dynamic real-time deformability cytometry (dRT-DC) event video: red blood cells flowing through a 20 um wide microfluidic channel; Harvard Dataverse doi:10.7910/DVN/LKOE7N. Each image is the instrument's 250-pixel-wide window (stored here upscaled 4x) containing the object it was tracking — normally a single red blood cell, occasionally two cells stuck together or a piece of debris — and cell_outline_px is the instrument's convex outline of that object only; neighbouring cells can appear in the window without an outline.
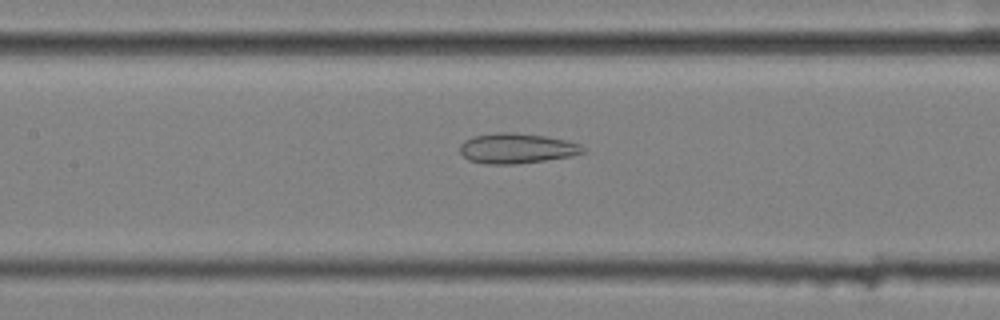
{"species": "common noctule bat (a hibernating species)", "species_latin": "Nyctalus noctula", "temperature_condition": "cold", "stored_images_in_passage": 57, "camera_frame_rate_fps": 3000, "um_per_image_px": 0.085, "animal": {"sex": "female", "body_mass_g": 25.1}, "frame": {"image": 1, "passage_image": 27, "time_ms": 8.667, "image_size_px": [1000, 320], "cell_outline_px": [[584, 152], [572, 156], [516, 164], [484, 164], [468, 160], [460, 152], [460, 144], [464, 140], [472, 136], [500, 132], [512, 132], [544, 136], [564, 140], [580, 144], [584, 148]], "centroid_in_image_um": [43.88, 12.61], "position_along_channel_um": 163.5, "area_um2": 21.56}}
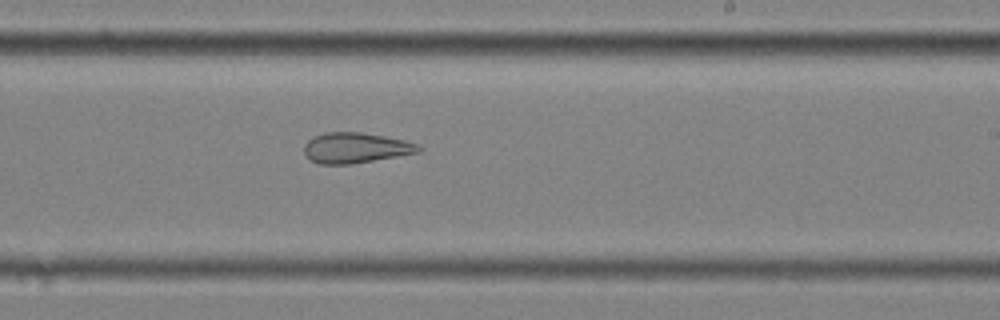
{"frame": {"image": 2, "passage_image": 35, "time_ms": 11.333, "image_size_px": [1000, 320], "cell_outline_px": [[424, 148], [420, 152], [352, 164], [320, 164], [308, 160], [304, 152], [304, 144], [312, 136], [324, 132], [364, 132], [404, 140], [420, 144]], "centroid_in_image_um": [30.22, 12.56], "position_along_channel_um": 258.8, "area_um2": 20.63}}
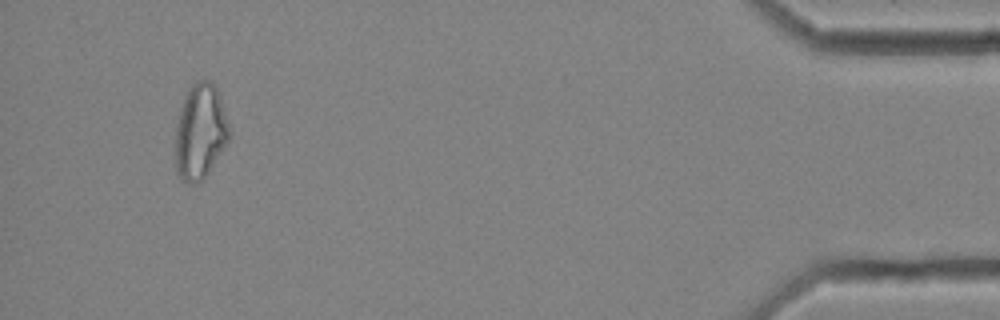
{"frame": {"image": 3, "passage_image": 54, "time_ms": 17.667, "image_size_px": [1000, 320], "cell_outline_px": [[228, 140], [208, 172], [196, 184], [188, 184], [180, 180], [176, 172], [176, 124], [180, 108], [184, 96], [192, 84], [196, 80], [212, 80], [220, 96], [228, 124]], "centroid_in_image_um": [16.98, 11.18], "position_along_channel_um": 418.2, "area_um2": 29.65}, "authors_computed_cell_mechanics": {"area_um2": 27.8596, "velocity_mm_per_s": 3.5826, "shape_relaxation_time_tau1_ms": null, "shape_relaxation_time_tau2_ms": 2.6431, "deformation_change_tau1": null, "deformation_change_tau2": 0.1206}}